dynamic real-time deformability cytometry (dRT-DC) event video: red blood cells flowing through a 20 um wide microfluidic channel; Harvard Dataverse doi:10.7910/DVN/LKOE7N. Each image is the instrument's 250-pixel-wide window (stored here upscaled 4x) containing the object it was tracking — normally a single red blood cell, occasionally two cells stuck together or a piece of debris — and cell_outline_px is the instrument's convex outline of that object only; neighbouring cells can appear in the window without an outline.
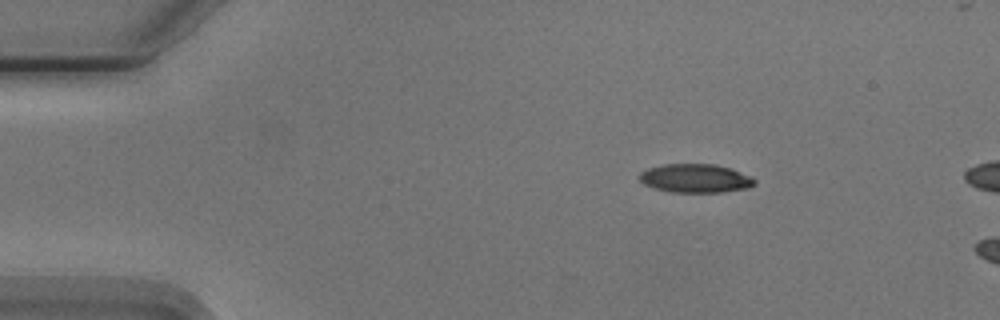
{"species": "Egyptian fruit bat (a non-hibernating species)", "species_latin": "Rousettus aegyptiacus", "temperature_condition": "cold", "stored_images_in_passage": 2, "camera_frame_rate_fps": 3000, "um_per_image_px": 0.085, "animal": {"sex": "male"}, "frame": {"image": 1, "passage_image": 1, "time_ms": 0.0, "image_size_px": [1000, 320], "cell_outline_px": [[756, 184], [748, 188], [724, 192], [672, 192], [656, 188], [644, 184], [640, 180], [640, 172], [648, 168], [664, 164], [712, 164], [728, 168], [748, 176], [756, 180]], "centroid_in_image_um": [59.1, 15.16], "position_along_channel_um": 25.9, "area_um2": 18.96}}